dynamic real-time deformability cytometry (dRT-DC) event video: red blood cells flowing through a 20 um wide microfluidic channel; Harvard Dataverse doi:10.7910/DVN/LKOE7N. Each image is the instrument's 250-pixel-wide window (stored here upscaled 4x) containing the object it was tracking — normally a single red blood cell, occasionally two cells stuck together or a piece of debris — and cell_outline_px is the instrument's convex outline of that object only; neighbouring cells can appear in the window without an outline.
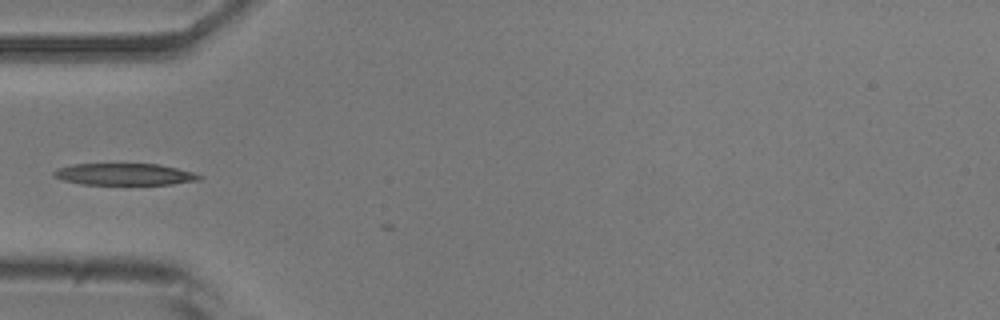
{"species": "common noctule bat (a hibernating species)", "species_latin": "Nyctalus noctula", "temperature_condition": "room temperature", "stored_images_in_passage": 5, "camera_frame_rate_fps": 3000, "um_per_image_px": 0.085, "animal": {"sex": "male", "body_mass_g": 20.5, "forearm_length_mm": 52.5}, "frame": {"image": 1, "passage_image": 3, "time_ms": 0.667, "image_size_px": [1000, 320], "cell_outline_px": [[204, 176], [200, 180], [172, 184], [80, 184], [64, 180], [52, 176], [52, 172], [56, 168], [72, 164], [160, 164], [196, 172]], "centroid_in_image_um": [10.61, 14.81], "position_along_channel_um": 74.4, "area_um2": 18.61}}